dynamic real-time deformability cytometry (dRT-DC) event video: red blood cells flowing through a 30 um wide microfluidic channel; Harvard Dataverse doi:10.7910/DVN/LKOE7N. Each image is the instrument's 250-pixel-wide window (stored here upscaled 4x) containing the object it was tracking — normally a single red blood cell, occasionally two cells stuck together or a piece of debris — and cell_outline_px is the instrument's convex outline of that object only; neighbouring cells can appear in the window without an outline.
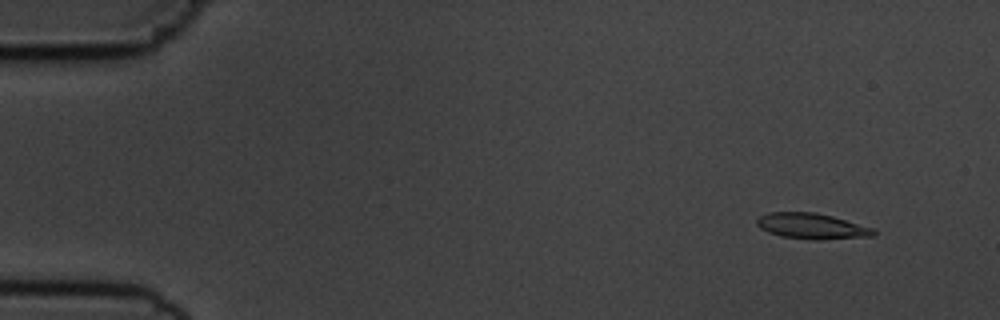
{"species": "common noctule bat (a hibernating species)", "species_latin": "Nyctalus noctula", "temperature_condition": "cold", "stored_images_in_passage": 55, "camera_frame_rate_fps": 3000, "um_per_image_px": 0.085, "animal": {"sex": "male", "body_mass_g": 19.5, "forearm_length_mm": 54.6}, "frame": {"image": 1, "passage_image": 5, "time_ms": 1.333, "image_size_px": [1000, 320], "cell_outline_px": [[876, 236], [820, 240], [816, 240], [780, 236], [768, 232], [760, 228], [756, 224], [756, 220], [760, 216], [768, 212], [816, 212], [832, 216], [876, 228]], "centroid_in_image_um": [69.04, 19.22], "position_along_channel_um": 16.0, "area_um2": 17.74}}
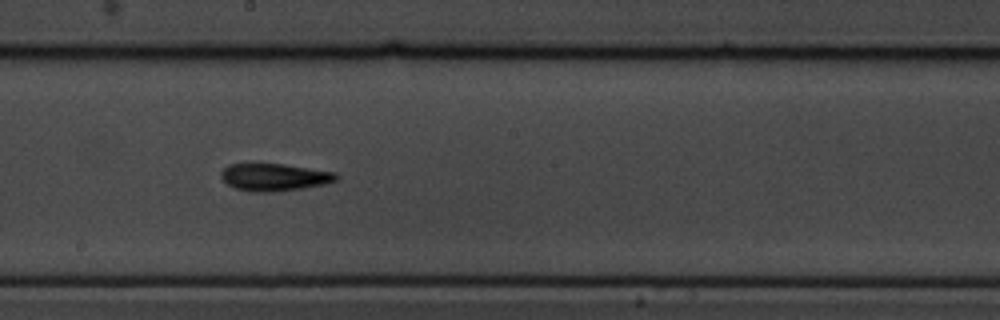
{"frame": {"image": 2, "passage_image": 31, "time_ms": 10.0, "image_size_px": [1000, 320], "cell_outline_px": [[340, 176], [336, 180], [324, 184], [300, 188], [272, 192], [248, 192], [236, 188], [228, 184], [220, 176], [220, 172], [228, 164], [284, 164], [336, 172]], "centroid_in_image_um": [23.31, 15.06], "position_along_channel_um": 224.9, "area_um2": 18.32}}
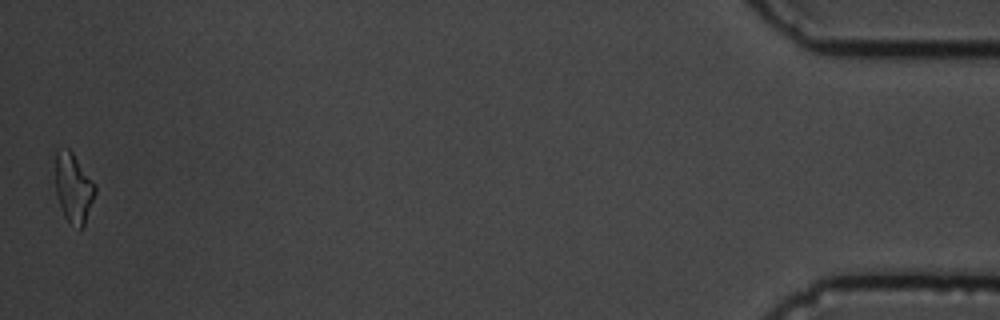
{"frame": {"image": 3, "passage_image": 55, "time_ms": 18.0, "image_size_px": [1000, 320], "cell_outline_px": [[96, 192], [84, 224], [80, 228], [68, 220], [64, 216], [56, 192], [56, 152], [68, 148], [72, 152], [96, 184]], "centroid_in_image_um": [6.27, 15.95], "position_along_channel_um": 428.9, "area_um2": 15.61}, "authors_computed_cell_mechanics": {"area_um2": 17.2822, "velocity_mm_per_s": 3.6589, "shape_relaxation_time_tau1_ms": 5.4703, "shape_relaxation_time_tau2_ms": 3.9262, "deformation_change_tau1": 0.1393, "deformation_change_tau2": 0.1307}}